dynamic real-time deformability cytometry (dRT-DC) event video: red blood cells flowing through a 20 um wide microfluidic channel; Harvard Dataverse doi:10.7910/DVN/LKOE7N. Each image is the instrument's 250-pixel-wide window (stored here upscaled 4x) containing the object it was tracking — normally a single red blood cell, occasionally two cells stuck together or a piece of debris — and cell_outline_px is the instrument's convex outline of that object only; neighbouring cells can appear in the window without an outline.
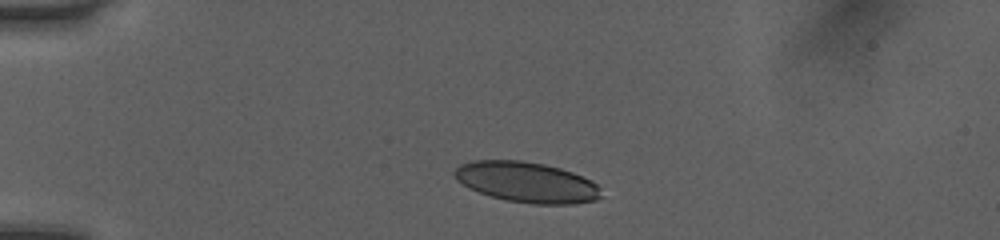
{"species": "human", "species_latin": "Homo sapiens", "temperature_condition": "room temperature", "stored_images_in_passage": 39, "camera_frame_rate_fps": 3000, "um_per_image_px": 0.085, "donor": {"sex": "female"}, "frame": {"image": 1, "passage_image": 1, "time_ms": 0.0, "image_size_px": [1000, 240], "cell_outline_px": [[604, 196], [596, 200], [572, 204], [532, 204], [508, 200], [492, 196], [468, 188], [456, 180], [452, 172], [460, 164], [472, 160], [520, 160], [544, 164], [560, 168], [572, 172], [592, 180], [600, 188]], "centroid_in_image_um": [44.78, 15.48], "position_along_channel_um": 40.2, "area_um2": 34.8}}
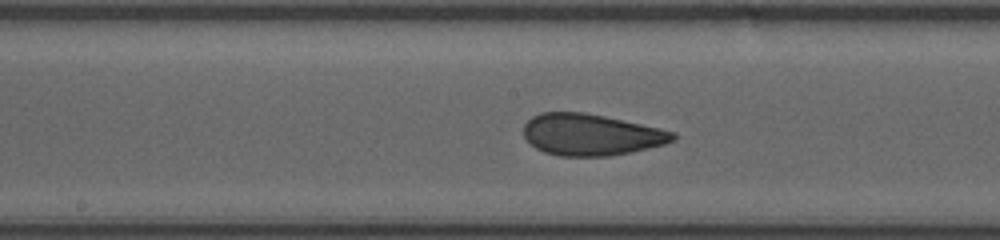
{"frame": {"image": 2, "passage_image": 16, "time_ms": 5.0, "image_size_px": [1000, 240], "cell_outline_px": [[676, 140], [664, 144], [632, 152], [608, 156], [560, 156], [544, 152], [536, 148], [524, 136], [524, 124], [532, 116], [540, 112], [584, 112], [604, 116], [660, 128], [676, 132]], "centroid_in_image_um": [50.24, 11.44], "position_along_channel_um": 198.0, "area_um2": 36.13}}
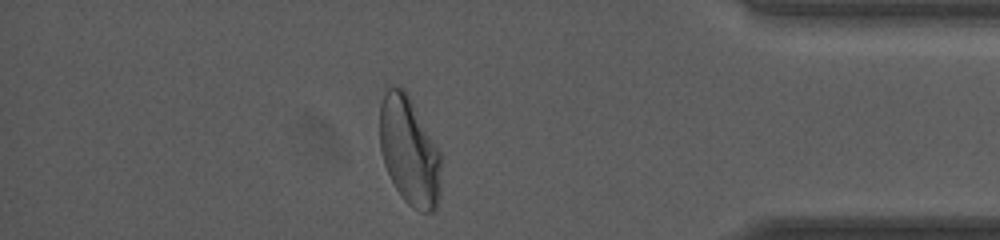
{"frame": {"image": 3, "passage_image": 33, "time_ms": 10.667, "image_size_px": [1000, 240], "cell_outline_px": [[440, 196], [436, 208], [432, 212], [420, 212], [408, 204], [400, 196], [384, 164], [380, 152], [380, 104], [384, 92], [388, 84], [392, 84], [404, 88], [408, 92], [436, 144], [440, 152]], "centroid_in_image_um": [34.78, 12.79], "position_along_channel_um": 400.4, "area_um2": 39.25}, "authors_computed_cell_mechanics": {"area_um2": 36.6452, "velocity_mm_per_s": 4.059, "shape_relaxation_time_tau1_ms": 5.1722, "shape_relaxation_time_tau2_ms": 0.9889, "deformation_change_tau1": 0.1617, "deformation_change_tau2": 0.0741}}